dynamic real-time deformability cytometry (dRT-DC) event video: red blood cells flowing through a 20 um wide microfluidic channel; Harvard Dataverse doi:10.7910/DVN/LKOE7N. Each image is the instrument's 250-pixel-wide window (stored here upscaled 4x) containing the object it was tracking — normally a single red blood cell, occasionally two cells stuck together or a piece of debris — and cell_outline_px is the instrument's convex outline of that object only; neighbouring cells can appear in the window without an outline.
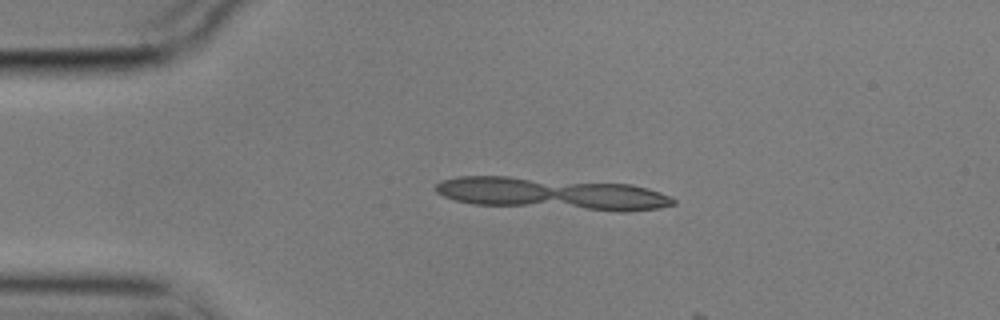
{"species": "common noctule bat (a hibernating species)", "species_latin": "Nyctalus noctula", "temperature_condition": "cold", "stored_images_in_passage": 11, "segment_of_instrument_passage": [2, 2], "camera_frame_rate_fps": 3000, "um_per_image_px": 0.085, "animal": {"sex": "male", "body_mass_g": 17.9}, "frame": {"image": 1, "passage_image": 11, "time_ms": 3.333, "image_size_px": [1000, 320], "cell_outline_px": [[672, 204], [652, 208], [596, 208], [580, 204], [568, 200], [560, 196], [584, 184], [620, 184], [640, 188], [656, 192], [672, 200]], "centroid_in_image_um": [52.36, 16.73], "position_along_channel_um": 32.6, "area_um2": 14.39}}